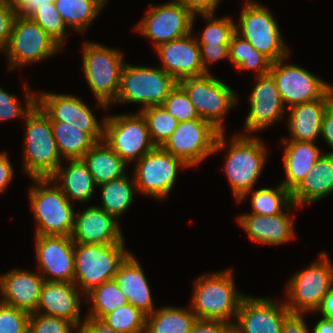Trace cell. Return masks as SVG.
Listing matches in <instances>:
<instances>
[{
    "label": "cell",
    "mask_w": 333,
    "mask_h": 333,
    "mask_svg": "<svg viewBox=\"0 0 333 333\" xmlns=\"http://www.w3.org/2000/svg\"><path fill=\"white\" fill-rule=\"evenodd\" d=\"M232 270L203 274L194 281L191 311L201 320L234 324L245 294L236 290Z\"/></svg>",
    "instance_id": "1"
},
{
    "label": "cell",
    "mask_w": 333,
    "mask_h": 333,
    "mask_svg": "<svg viewBox=\"0 0 333 333\" xmlns=\"http://www.w3.org/2000/svg\"><path fill=\"white\" fill-rule=\"evenodd\" d=\"M25 119L24 171L31 179L50 178L62 160L53 136L51 119L38 104Z\"/></svg>",
    "instance_id": "2"
},
{
    "label": "cell",
    "mask_w": 333,
    "mask_h": 333,
    "mask_svg": "<svg viewBox=\"0 0 333 333\" xmlns=\"http://www.w3.org/2000/svg\"><path fill=\"white\" fill-rule=\"evenodd\" d=\"M129 254L123 241L114 244L75 243L73 283L86 295L102 283L113 280Z\"/></svg>",
    "instance_id": "3"
},
{
    "label": "cell",
    "mask_w": 333,
    "mask_h": 333,
    "mask_svg": "<svg viewBox=\"0 0 333 333\" xmlns=\"http://www.w3.org/2000/svg\"><path fill=\"white\" fill-rule=\"evenodd\" d=\"M32 181L36 185L29 188V198L37 223L35 235L71 236L75 219L72 203L50 178H32Z\"/></svg>",
    "instance_id": "4"
},
{
    "label": "cell",
    "mask_w": 333,
    "mask_h": 333,
    "mask_svg": "<svg viewBox=\"0 0 333 333\" xmlns=\"http://www.w3.org/2000/svg\"><path fill=\"white\" fill-rule=\"evenodd\" d=\"M224 134L202 118L179 122L161 148L187 166L196 167L207 156L226 148L227 136Z\"/></svg>",
    "instance_id": "5"
},
{
    "label": "cell",
    "mask_w": 333,
    "mask_h": 333,
    "mask_svg": "<svg viewBox=\"0 0 333 333\" xmlns=\"http://www.w3.org/2000/svg\"><path fill=\"white\" fill-rule=\"evenodd\" d=\"M82 48L83 72L87 84L97 98L98 108H107L119 91L121 71L125 64L123 54L119 49L93 42H85Z\"/></svg>",
    "instance_id": "6"
},
{
    "label": "cell",
    "mask_w": 333,
    "mask_h": 333,
    "mask_svg": "<svg viewBox=\"0 0 333 333\" xmlns=\"http://www.w3.org/2000/svg\"><path fill=\"white\" fill-rule=\"evenodd\" d=\"M250 135L236 134L228 145L224 169L236 201L253 189L267 158L263 141Z\"/></svg>",
    "instance_id": "7"
},
{
    "label": "cell",
    "mask_w": 333,
    "mask_h": 333,
    "mask_svg": "<svg viewBox=\"0 0 333 333\" xmlns=\"http://www.w3.org/2000/svg\"><path fill=\"white\" fill-rule=\"evenodd\" d=\"M177 81L161 67L124 64L121 71L120 87L112 103L128 102L142 104L144 109L164 103Z\"/></svg>",
    "instance_id": "8"
},
{
    "label": "cell",
    "mask_w": 333,
    "mask_h": 333,
    "mask_svg": "<svg viewBox=\"0 0 333 333\" xmlns=\"http://www.w3.org/2000/svg\"><path fill=\"white\" fill-rule=\"evenodd\" d=\"M239 24H235V32L272 63L288 58V46L285 45L278 23L270 10L255 1H246L242 7ZM238 25V26H237Z\"/></svg>",
    "instance_id": "9"
},
{
    "label": "cell",
    "mask_w": 333,
    "mask_h": 333,
    "mask_svg": "<svg viewBox=\"0 0 333 333\" xmlns=\"http://www.w3.org/2000/svg\"><path fill=\"white\" fill-rule=\"evenodd\" d=\"M305 270L294 274L286 287V307L291 314L315 312L333 286V265L326 252Z\"/></svg>",
    "instance_id": "10"
},
{
    "label": "cell",
    "mask_w": 333,
    "mask_h": 333,
    "mask_svg": "<svg viewBox=\"0 0 333 333\" xmlns=\"http://www.w3.org/2000/svg\"><path fill=\"white\" fill-rule=\"evenodd\" d=\"M178 84L187 93L200 118L225 132L224 116L237 103L235 91L211 73L183 78Z\"/></svg>",
    "instance_id": "11"
},
{
    "label": "cell",
    "mask_w": 333,
    "mask_h": 333,
    "mask_svg": "<svg viewBox=\"0 0 333 333\" xmlns=\"http://www.w3.org/2000/svg\"><path fill=\"white\" fill-rule=\"evenodd\" d=\"M103 140L127 164L138 161L156 147L140 111L136 114L105 116Z\"/></svg>",
    "instance_id": "12"
},
{
    "label": "cell",
    "mask_w": 333,
    "mask_h": 333,
    "mask_svg": "<svg viewBox=\"0 0 333 333\" xmlns=\"http://www.w3.org/2000/svg\"><path fill=\"white\" fill-rule=\"evenodd\" d=\"M60 50L62 47L31 18L15 17L5 51L9 70L42 61Z\"/></svg>",
    "instance_id": "13"
},
{
    "label": "cell",
    "mask_w": 333,
    "mask_h": 333,
    "mask_svg": "<svg viewBox=\"0 0 333 333\" xmlns=\"http://www.w3.org/2000/svg\"><path fill=\"white\" fill-rule=\"evenodd\" d=\"M286 59L273 62L269 72L276 82L286 109L323 98L333 88V85L324 82L303 67L284 63Z\"/></svg>",
    "instance_id": "14"
},
{
    "label": "cell",
    "mask_w": 333,
    "mask_h": 333,
    "mask_svg": "<svg viewBox=\"0 0 333 333\" xmlns=\"http://www.w3.org/2000/svg\"><path fill=\"white\" fill-rule=\"evenodd\" d=\"M189 167L181 159L155 147L136 161L133 172L137 192L164 199L172 190L179 168Z\"/></svg>",
    "instance_id": "15"
},
{
    "label": "cell",
    "mask_w": 333,
    "mask_h": 333,
    "mask_svg": "<svg viewBox=\"0 0 333 333\" xmlns=\"http://www.w3.org/2000/svg\"><path fill=\"white\" fill-rule=\"evenodd\" d=\"M149 7L134 30L152 40L155 49L193 30L195 16L182 3L173 0L158 6L149 4Z\"/></svg>",
    "instance_id": "16"
},
{
    "label": "cell",
    "mask_w": 333,
    "mask_h": 333,
    "mask_svg": "<svg viewBox=\"0 0 333 333\" xmlns=\"http://www.w3.org/2000/svg\"><path fill=\"white\" fill-rule=\"evenodd\" d=\"M37 104L49 116L51 122H66L88 133L96 142L103 141L105 117L100 124L81 98L71 94L45 92L37 96Z\"/></svg>",
    "instance_id": "17"
},
{
    "label": "cell",
    "mask_w": 333,
    "mask_h": 333,
    "mask_svg": "<svg viewBox=\"0 0 333 333\" xmlns=\"http://www.w3.org/2000/svg\"><path fill=\"white\" fill-rule=\"evenodd\" d=\"M34 243L38 269L43 278L73 283L75 242L71 236L35 235Z\"/></svg>",
    "instance_id": "18"
},
{
    "label": "cell",
    "mask_w": 333,
    "mask_h": 333,
    "mask_svg": "<svg viewBox=\"0 0 333 333\" xmlns=\"http://www.w3.org/2000/svg\"><path fill=\"white\" fill-rule=\"evenodd\" d=\"M290 314L285 302L245 296L233 324V333H281L282 324Z\"/></svg>",
    "instance_id": "19"
},
{
    "label": "cell",
    "mask_w": 333,
    "mask_h": 333,
    "mask_svg": "<svg viewBox=\"0 0 333 333\" xmlns=\"http://www.w3.org/2000/svg\"><path fill=\"white\" fill-rule=\"evenodd\" d=\"M256 84L249 95L250 110L245 132H257L284 119L287 110L282 103L275 80L270 73L256 76Z\"/></svg>",
    "instance_id": "20"
},
{
    "label": "cell",
    "mask_w": 333,
    "mask_h": 333,
    "mask_svg": "<svg viewBox=\"0 0 333 333\" xmlns=\"http://www.w3.org/2000/svg\"><path fill=\"white\" fill-rule=\"evenodd\" d=\"M166 73L177 82L187 77H198L207 74L201 61L200 46L197 38L192 37V32L163 43L156 48Z\"/></svg>",
    "instance_id": "21"
},
{
    "label": "cell",
    "mask_w": 333,
    "mask_h": 333,
    "mask_svg": "<svg viewBox=\"0 0 333 333\" xmlns=\"http://www.w3.org/2000/svg\"><path fill=\"white\" fill-rule=\"evenodd\" d=\"M75 216L71 234L75 243L114 244L124 241L118 219L103 209L93 205Z\"/></svg>",
    "instance_id": "22"
},
{
    "label": "cell",
    "mask_w": 333,
    "mask_h": 333,
    "mask_svg": "<svg viewBox=\"0 0 333 333\" xmlns=\"http://www.w3.org/2000/svg\"><path fill=\"white\" fill-rule=\"evenodd\" d=\"M44 281L39 272L11 270L0 276V302L33 313L39 304Z\"/></svg>",
    "instance_id": "23"
},
{
    "label": "cell",
    "mask_w": 333,
    "mask_h": 333,
    "mask_svg": "<svg viewBox=\"0 0 333 333\" xmlns=\"http://www.w3.org/2000/svg\"><path fill=\"white\" fill-rule=\"evenodd\" d=\"M79 291L74 283L45 280L35 313L67 319L78 328L82 324Z\"/></svg>",
    "instance_id": "24"
},
{
    "label": "cell",
    "mask_w": 333,
    "mask_h": 333,
    "mask_svg": "<svg viewBox=\"0 0 333 333\" xmlns=\"http://www.w3.org/2000/svg\"><path fill=\"white\" fill-rule=\"evenodd\" d=\"M333 104V88L318 100L287 108L290 139L282 140L314 142L320 136L325 112Z\"/></svg>",
    "instance_id": "25"
},
{
    "label": "cell",
    "mask_w": 333,
    "mask_h": 333,
    "mask_svg": "<svg viewBox=\"0 0 333 333\" xmlns=\"http://www.w3.org/2000/svg\"><path fill=\"white\" fill-rule=\"evenodd\" d=\"M238 224L249 238L256 243L281 245L294 239L293 219L285 212L277 215H259L247 213L237 217Z\"/></svg>",
    "instance_id": "26"
},
{
    "label": "cell",
    "mask_w": 333,
    "mask_h": 333,
    "mask_svg": "<svg viewBox=\"0 0 333 333\" xmlns=\"http://www.w3.org/2000/svg\"><path fill=\"white\" fill-rule=\"evenodd\" d=\"M114 280L130 305L146 316L156 310L146 275L132 253L121 263Z\"/></svg>",
    "instance_id": "27"
},
{
    "label": "cell",
    "mask_w": 333,
    "mask_h": 333,
    "mask_svg": "<svg viewBox=\"0 0 333 333\" xmlns=\"http://www.w3.org/2000/svg\"><path fill=\"white\" fill-rule=\"evenodd\" d=\"M333 193V154H322L304 179L291 191L297 206L311 204Z\"/></svg>",
    "instance_id": "28"
},
{
    "label": "cell",
    "mask_w": 333,
    "mask_h": 333,
    "mask_svg": "<svg viewBox=\"0 0 333 333\" xmlns=\"http://www.w3.org/2000/svg\"><path fill=\"white\" fill-rule=\"evenodd\" d=\"M285 144L283 165L286 179L282 185L292 191L312 169L322 155L315 142L282 140Z\"/></svg>",
    "instance_id": "29"
},
{
    "label": "cell",
    "mask_w": 333,
    "mask_h": 333,
    "mask_svg": "<svg viewBox=\"0 0 333 333\" xmlns=\"http://www.w3.org/2000/svg\"><path fill=\"white\" fill-rule=\"evenodd\" d=\"M69 162L66 168H63L61 164L50 179L57 183L60 180L63 181L58 187L70 202L71 198L79 202L90 201L97 185L87 165L82 159L69 160Z\"/></svg>",
    "instance_id": "30"
},
{
    "label": "cell",
    "mask_w": 333,
    "mask_h": 333,
    "mask_svg": "<svg viewBox=\"0 0 333 333\" xmlns=\"http://www.w3.org/2000/svg\"><path fill=\"white\" fill-rule=\"evenodd\" d=\"M82 160L97 186L126 175L124 168L128 164L104 140L96 142Z\"/></svg>",
    "instance_id": "31"
},
{
    "label": "cell",
    "mask_w": 333,
    "mask_h": 333,
    "mask_svg": "<svg viewBox=\"0 0 333 333\" xmlns=\"http://www.w3.org/2000/svg\"><path fill=\"white\" fill-rule=\"evenodd\" d=\"M197 320L191 309L160 307L146 316L145 333H189Z\"/></svg>",
    "instance_id": "32"
},
{
    "label": "cell",
    "mask_w": 333,
    "mask_h": 333,
    "mask_svg": "<svg viewBox=\"0 0 333 333\" xmlns=\"http://www.w3.org/2000/svg\"><path fill=\"white\" fill-rule=\"evenodd\" d=\"M51 126L58 152L66 160L82 159L96 144L88 133L66 122H51Z\"/></svg>",
    "instance_id": "33"
},
{
    "label": "cell",
    "mask_w": 333,
    "mask_h": 333,
    "mask_svg": "<svg viewBox=\"0 0 333 333\" xmlns=\"http://www.w3.org/2000/svg\"><path fill=\"white\" fill-rule=\"evenodd\" d=\"M98 187H101L102 206L97 207L116 219L129 209L137 191L134 177L129 178L127 175L102 183Z\"/></svg>",
    "instance_id": "34"
},
{
    "label": "cell",
    "mask_w": 333,
    "mask_h": 333,
    "mask_svg": "<svg viewBox=\"0 0 333 333\" xmlns=\"http://www.w3.org/2000/svg\"><path fill=\"white\" fill-rule=\"evenodd\" d=\"M108 0H54L56 9L63 22L69 28H75L79 33H85L92 21Z\"/></svg>",
    "instance_id": "35"
},
{
    "label": "cell",
    "mask_w": 333,
    "mask_h": 333,
    "mask_svg": "<svg viewBox=\"0 0 333 333\" xmlns=\"http://www.w3.org/2000/svg\"><path fill=\"white\" fill-rule=\"evenodd\" d=\"M252 192V193H251ZM251 193V207L253 214L277 215L288 211L289 208L297 207L292 201L291 191L286 189L281 183L276 188H261L245 192L237 201L241 202Z\"/></svg>",
    "instance_id": "36"
},
{
    "label": "cell",
    "mask_w": 333,
    "mask_h": 333,
    "mask_svg": "<svg viewBox=\"0 0 333 333\" xmlns=\"http://www.w3.org/2000/svg\"><path fill=\"white\" fill-rule=\"evenodd\" d=\"M229 60L238 70H254L257 76L270 72L272 62L236 32L229 43Z\"/></svg>",
    "instance_id": "37"
},
{
    "label": "cell",
    "mask_w": 333,
    "mask_h": 333,
    "mask_svg": "<svg viewBox=\"0 0 333 333\" xmlns=\"http://www.w3.org/2000/svg\"><path fill=\"white\" fill-rule=\"evenodd\" d=\"M86 300H91V309L86 317L102 319L106 314L113 312L118 307L128 304L127 298L121 292L115 280H110L95 287L85 295Z\"/></svg>",
    "instance_id": "38"
},
{
    "label": "cell",
    "mask_w": 333,
    "mask_h": 333,
    "mask_svg": "<svg viewBox=\"0 0 333 333\" xmlns=\"http://www.w3.org/2000/svg\"><path fill=\"white\" fill-rule=\"evenodd\" d=\"M140 112L146 119L152 143L161 147L177 128L179 121L162 105L149 106L140 109Z\"/></svg>",
    "instance_id": "39"
},
{
    "label": "cell",
    "mask_w": 333,
    "mask_h": 333,
    "mask_svg": "<svg viewBox=\"0 0 333 333\" xmlns=\"http://www.w3.org/2000/svg\"><path fill=\"white\" fill-rule=\"evenodd\" d=\"M101 320L121 333H145L146 315L129 303L106 314Z\"/></svg>",
    "instance_id": "40"
},
{
    "label": "cell",
    "mask_w": 333,
    "mask_h": 333,
    "mask_svg": "<svg viewBox=\"0 0 333 333\" xmlns=\"http://www.w3.org/2000/svg\"><path fill=\"white\" fill-rule=\"evenodd\" d=\"M207 20L205 29L200 38L197 39L198 44H229L232 35L235 33V23L229 17L215 18L214 13L200 14Z\"/></svg>",
    "instance_id": "41"
},
{
    "label": "cell",
    "mask_w": 333,
    "mask_h": 333,
    "mask_svg": "<svg viewBox=\"0 0 333 333\" xmlns=\"http://www.w3.org/2000/svg\"><path fill=\"white\" fill-rule=\"evenodd\" d=\"M30 18L60 46H63L66 37H68L66 34L67 26L63 22L54 2L51 3V7L38 8Z\"/></svg>",
    "instance_id": "42"
},
{
    "label": "cell",
    "mask_w": 333,
    "mask_h": 333,
    "mask_svg": "<svg viewBox=\"0 0 333 333\" xmlns=\"http://www.w3.org/2000/svg\"><path fill=\"white\" fill-rule=\"evenodd\" d=\"M162 106L179 122L200 118L185 90L177 83Z\"/></svg>",
    "instance_id": "43"
},
{
    "label": "cell",
    "mask_w": 333,
    "mask_h": 333,
    "mask_svg": "<svg viewBox=\"0 0 333 333\" xmlns=\"http://www.w3.org/2000/svg\"><path fill=\"white\" fill-rule=\"evenodd\" d=\"M24 89L26 106L23 109L15 95L5 92L3 88L0 87V121L22 116L25 118L37 104V94L34 95L26 85L24 86Z\"/></svg>",
    "instance_id": "44"
},
{
    "label": "cell",
    "mask_w": 333,
    "mask_h": 333,
    "mask_svg": "<svg viewBox=\"0 0 333 333\" xmlns=\"http://www.w3.org/2000/svg\"><path fill=\"white\" fill-rule=\"evenodd\" d=\"M77 327L67 319L30 313L28 333H73Z\"/></svg>",
    "instance_id": "45"
},
{
    "label": "cell",
    "mask_w": 333,
    "mask_h": 333,
    "mask_svg": "<svg viewBox=\"0 0 333 333\" xmlns=\"http://www.w3.org/2000/svg\"><path fill=\"white\" fill-rule=\"evenodd\" d=\"M30 313L0 302V333H28Z\"/></svg>",
    "instance_id": "46"
},
{
    "label": "cell",
    "mask_w": 333,
    "mask_h": 333,
    "mask_svg": "<svg viewBox=\"0 0 333 333\" xmlns=\"http://www.w3.org/2000/svg\"><path fill=\"white\" fill-rule=\"evenodd\" d=\"M16 10L5 1L0 0V50L6 51L9 43Z\"/></svg>",
    "instance_id": "47"
},
{
    "label": "cell",
    "mask_w": 333,
    "mask_h": 333,
    "mask_svg": "<svg viewBox=\"0 0 333 333\" xmlns=\"http://www.w3.org/2000/svg\"><path fill=\"white\" fill-rule=\"evenodd\" d=\"M200 46L201 61L204 69L210 73L207 65L216 61L229 59V44H198Z\"/></svg>",
    "instance_id": "48"
},
{
    "label": "cell",
    "mask_w": 333,
    "mask_h": 333,
    "mask_svg": "<svg viewBox=\"0 0 333 333\" xmlns=\"http://www.w3.org/2000/svg\"><path fill=\"white\" fill-rule=\"evenodd\" d=\"M189 333H233V324L225 321L198 319Z\"/></svg>",
    "instance_id": "49"
},
{
    "label": "cell",
    "mask_w": 333,
    "mask_h": 333,
    "mask_svg": "<svg viewBox=\"0 0 333 333\" xmlns=\"http://www.w3.org/2000/svg\"><path fill=\"white\" fill-rule=\"evenodd\" d=\"M182 3L194 15L214 13L220 0H175Z\"/></svg>",
    "instance_id": "50"
},
{
    "label": "cell",
    "mask_w": 333,
    "mask_h": 333,
    "mask_svg": "<svg viewBox=\"0 0 333 333\" xmlns=\"http://www.w3.org/2000/svg\"><path fill=\"white\" fill-rule=\"evenodd\" d=\"M77 329L78 333H121L112 329L101 319L94 317H85Z\"/></svg>",
    "instance_id": "51"
},
{
    "label": "cell",
    "mask_w": 333,
    "mask_h": 333,
    "mask_svg": "<svg viewBox=\"0 0 333 333\" xmlns=\"http://www.w3.org/2000/svg\"><path fill=\"white\" fill-rule=\"evenodd\" d=\"M302 314H290L282 324L281 333H309Z\"/></svg>",
    "instance_id": "52"
},
{
    "label": "cell",
    "mask_w": 333,
    "mask_h": 333,
    "mask_svg": "<svg viewBox=\"0 0 333 333\" xmlns=\"http://www.w3.org/2000/svg\"><path fill=\"white\" fill-rule=\"evenodd\" d=\"M14 170L6 152L0 153V193L4 192L13 179Z\"/></svg>",
    "instance_id": "53"
},
{
    "label": "cell",
    "mask_w": 333,
    "mask_h": 333,
    "mask_svg": "<svg viewBox=\"0 0 333 333\" xmlns=\"http://www.w3.org/2000/svg\"><path fill=\"white\" fill-rule=\"evenodd\" d=\"M54 0H25L17 9L18 16L30 18L38 8L51 7Z\"/></svg>",
    "instance_id": "54"
},
{
    "label": "cell",
    "mask_w": 333,
    "mask_h": 333,
    "mask_svg": "<svg viewBox=\"0 0 333 333\" xmlns=\"http://www.w3.org/2000/svg\"><path fill=\"white\" fill-rule=\"evenodd\" d=\"M320 136L332 149L329 154H333V104L328 108L323 116Z\"/></svg>",
    "instance_id": "55"
},
{
    "label": "cell",
    "mask_w": 333,
    "mask_h": 333,
    "mask_svg": "<svg viewBox=\"0 0 333 333\" xmlns=\"http://www.w3.org/2000/svg\"><path fill=\"white\" fill-rule=\"evenodd\" d=\"M320 311L322 317L333 318V286L331 290L323 297L319 307L315 312Z\"/></svg>",
    "instance_id": "56"
},
{
    "label": "cell",
    "mask_w": 333,
    "mask_h": 333,
    "mask_svg": "<svg viewBox=\"0 0 333 333\" xmlns=\"http://www.w3.org/2000/svg\"><path fill=\"white\" fill-rule=\"evenodd\" d=\"M313 333H333V318L322 317L314 326Z\"/></svg>",
    "instance_id": "57"
},
{
    "label": "cell",
    "mask_w": 333,
    "mask_h": 333,
    "mask_svg": "<svg viewBox=\"0 0 333 333\" xmlns=\"http://www.w3.org/2000/svg\"><path fill=\"white\" fill-rule=\"evenodd\" d=\"M8 5H10L15 10L25 1V0H3Z\"/></svg>",
    "instance_id": "58"
}]
</instances>
